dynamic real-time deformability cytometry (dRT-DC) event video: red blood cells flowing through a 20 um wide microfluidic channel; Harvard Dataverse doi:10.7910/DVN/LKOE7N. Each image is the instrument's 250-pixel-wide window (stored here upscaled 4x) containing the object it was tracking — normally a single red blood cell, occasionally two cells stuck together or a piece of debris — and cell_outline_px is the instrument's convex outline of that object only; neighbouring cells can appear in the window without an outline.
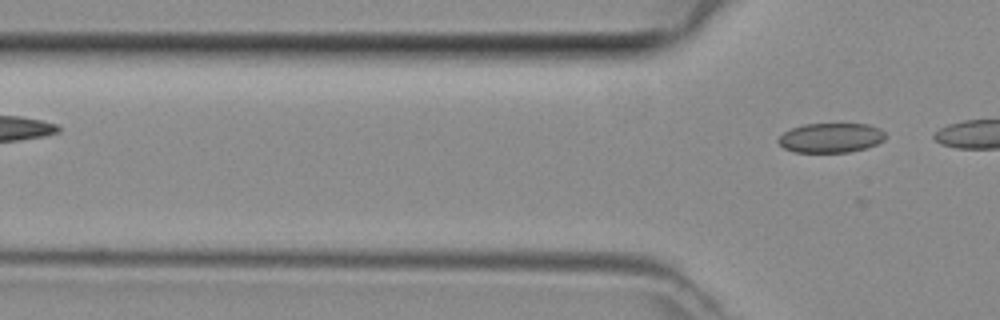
{"species": "common noctule bat (a hibernating species)", "species_latin": "Nyctalus noctula", "temperature_condition": "room temperature", "stored_images_in_passage": 3, "camera_frame_rate_fps": 3000, "um_per_image_px": 0.085, "animal": {"sex": "female", "body_mass_g": 29.2, "forearm_length_mm": 56.3}, "frame": {"image": 1, "passage_image": 3, "time_ms": 0.667, "image_size_px": [1000, 320], "cell_outline_px": [[884, 140], [876, 144], [864, 148], [848, 152], [796, 152], [784, 148], [776, 140], [784, 132], [792, 128], [804, 124], [868, 124], [880, 128], [884, 132]], "centroid_in_image_um": [70.61, 11.71], "position_along_channel_um": 55.2, "area_um2": 18.32}}